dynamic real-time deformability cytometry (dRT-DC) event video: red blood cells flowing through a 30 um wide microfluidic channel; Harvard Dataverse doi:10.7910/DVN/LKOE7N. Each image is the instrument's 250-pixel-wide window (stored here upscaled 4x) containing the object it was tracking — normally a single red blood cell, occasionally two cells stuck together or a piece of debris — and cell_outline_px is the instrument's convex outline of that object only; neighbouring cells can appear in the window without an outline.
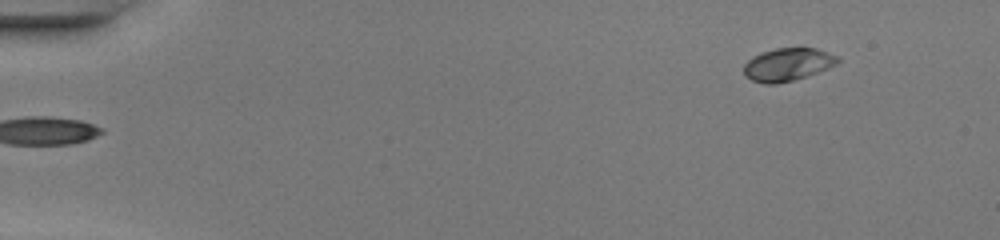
{"species": "common noctule bat (a hibernating species)", "species_latin": "Nyctalus noctula", "temperature_condition": "warm", "stored_images_in_passage": 45, "camera_frame_rate_fps": 3000, "um_per_image_px": 0.085, "animal": {"sex": "female", "body_mass_g": 20.0, "forearm_length_mm": 54.0}, "frame": {"image": 1, "passage_image": 1, "time_ms": 0.0, "image_size_px": [1000, 240], "cell_outline_px": [[840, 60], [836, 64], [828, 68], [792, 80], [776, 84], [764, 84], [752, 80], [744, 76], [744, 64], [752, 56], [776, 48], [816, 48], [840, 56]], "centroid_in_image_um": [66.94, 5.47], "position_along_channel_um": 18.1, "area_um2": 17.86}}
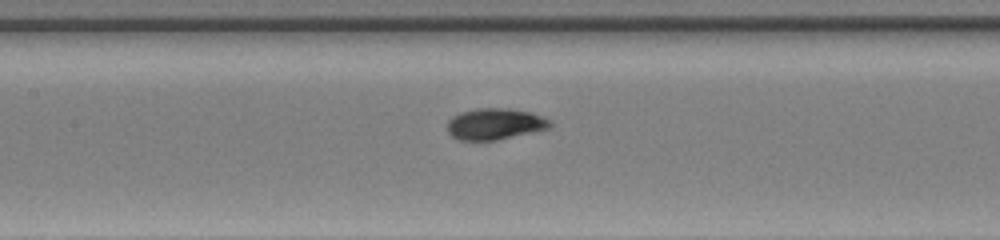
{"frame": {"image": 2, "passage_image": 20, "time_ms": 6.333, "image_size_px": [1000, 240], "cell_outline_px": [[552, 128], [496, 140], [460, 140], [452, 136], [448, 132], [448, 120], [452, 116], [460, 112], [476, 108], [508, 108], [528, 112], [552, 120]], "centroid_in_image_um": [42.08, 10.53], "position_along_channel_um": 165.3, "area_um2": 18.79}}
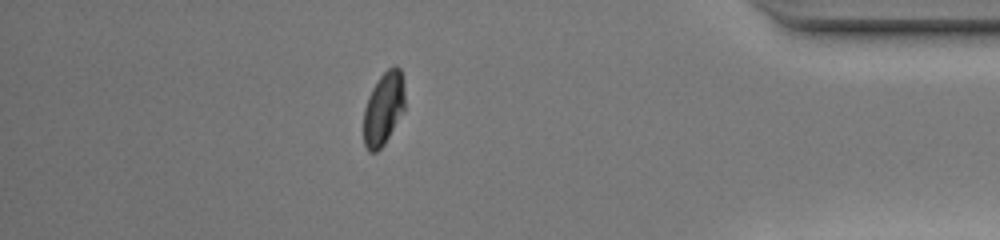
{"frame": {"image": 3, "passage_image": 39, "time_ms": 12.667, "image_size_px": [1000, 240], "cell_outline_px": [[404, 108], [384, 144], [376, 152], [368, 152], [364, 144], [364, 108], [368, 96], [372, 88], [380, 76], [388, 68], [396, 64], [400, 68], [404, 80]], "centroid_in_image_um": [32.59, 9.19], "position_along_channel_um": 402.6, "area_um2": 17.46}, "authors_computed_cell_mechanics": {"area_um2": 18.0336, "velocity_mm_per_s": 4.2873, "shape_relaxation_time_tau1_ms": 2.3039, "shape_relaxation_time_tau2_ms": null, "deformation_change_tau1": 0.1789, "deformation_change_tau2": null}}